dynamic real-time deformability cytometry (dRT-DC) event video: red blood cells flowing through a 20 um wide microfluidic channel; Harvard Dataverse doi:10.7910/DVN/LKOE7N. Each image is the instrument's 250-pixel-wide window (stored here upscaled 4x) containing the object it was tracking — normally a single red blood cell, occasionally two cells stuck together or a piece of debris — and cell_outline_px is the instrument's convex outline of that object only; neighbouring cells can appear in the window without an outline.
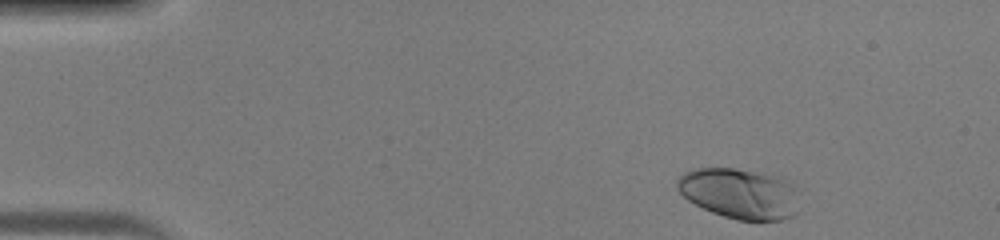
{"species": "human", "species_latin": "Homo sapiens", "temperature_condition": "warm", "stored_images_in_passage": 41, "camera_frame_rate_fps": 3000, "um_per_image_px": 0.085, "donor": {"sex": "male"}, "frame": {"image": 1, "passage_image": 1, "time_ms": 0.0, "image_size_px": [1000, 240], "cell_outline_px": [[796, 212], [792, 216], [780, 220], [736, 220], [712, 212], [688, 200], [676, 188], [676, 180], [684, 172], [692, 168], [732, 168], [780, 176], [796, 188]], "centroid_in_image_um": [62.83, 16.44], "position_along_channel_um": 22.2, "area_um2": 35.78}}
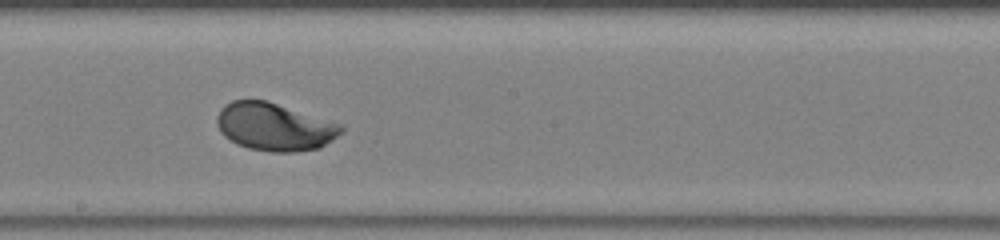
{"frame": {"image": 2, "passage_image": 21, "time_ms": 6.667, "image_size_px": [1000, 240], "cell_outline_px": [[344, 132], [320, 148], [296, 152], [272, 152], [248, 148], [236, 144], [224, 136], [220, 132], [216, 124], [216, 116], [220, 108], [224, 104], [232, 100], [268, 100], [344, 124]], "centroid_in_image_um": [23.35, 10.77], "position_along_channel_um": 224.9, "area_um2": 35.32}}
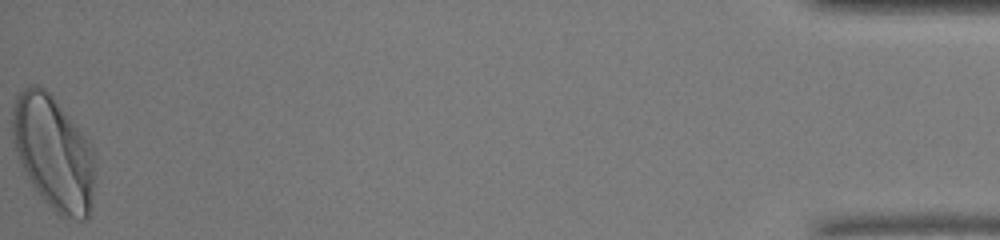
{"frame": {"image": 3, "passage_image": 41, "time_ms": 13.333, "image_size_px": [1000, 240], "cell_outline_px": [[96, 160], [92, 192], [88, 216], [84, 220], [80, 220], [60, 216], [44, 200], [32, 184], [20, 164], [12, 140], [12, 108], [16, 92], [32, 84], [36, 84], [44, 88], [52, 96], [92, 144]], "centroid_in_image_um": [4.53, 12.95], "position_along_channel_um": 430.7, "area_um2": 54.85}}